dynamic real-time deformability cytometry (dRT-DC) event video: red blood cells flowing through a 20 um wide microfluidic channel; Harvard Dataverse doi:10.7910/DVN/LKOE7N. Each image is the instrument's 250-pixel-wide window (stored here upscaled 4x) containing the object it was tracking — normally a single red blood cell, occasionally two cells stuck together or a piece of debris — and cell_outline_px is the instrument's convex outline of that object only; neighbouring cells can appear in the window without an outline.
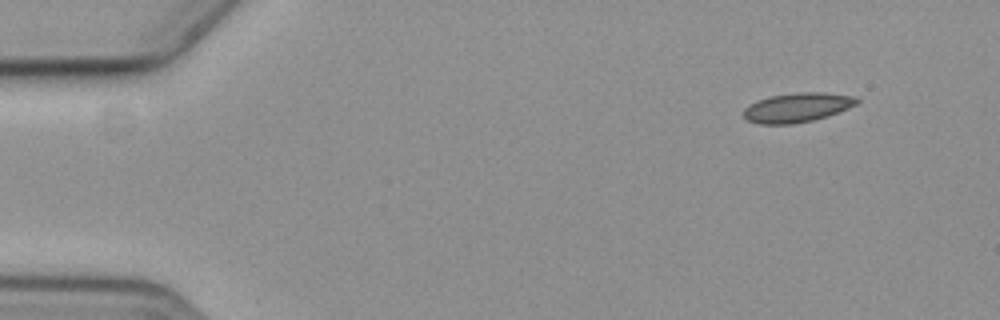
{"species": "common noctule bat (a hibernating species)", "species_latin": "Nyctalus noctula", "temperature_condition": "cold", "stored_images_in_passage": 5, "camera_frame_rate_fps": 3000, "um_per_image_px": 0.085, "animal": {"sex": "female", "body_mass_g": 19.3, "forearm_length_mm": 54.1}, "frame": {"image": 1, "passage_image": 1, "time_ms": 0.0, "image_size_px": [1000, 320], "cell_outline_px": [[860, 100], [856, 104], [848, 108], [828, 116], [812, 120], [792, 124], [760, 124], [748, 120], [744, 116], [744, 108], [748, 104], [756, 100], [772, 96], [796, 92], [824, 92], [856, 96]], "centroid_in_image_um": [67.77, 9.13], "position_along_channel_um": 17.2, "area_um2": 19.42}}
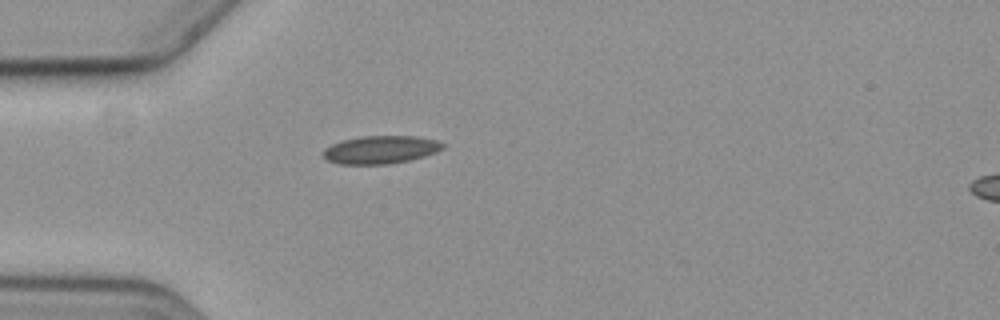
{"frame": {"image": 2, "passage_image": 4, "time_ms": 3.667, "image_size_px": [1000, 320], "cell_outline_px": [[444, 148], [436, 152], [424, 156], [408, 160], [388, 164], [336, 164], [328, 160], [324, 156], [324, 148], [340, 140], [360, 136], [416, 136], [436, 140], [444, 144]], "centroid_in_image_um": [32.34, 12.72], "position_along_channel_um": 52.7, "area_um2": 19.48}}